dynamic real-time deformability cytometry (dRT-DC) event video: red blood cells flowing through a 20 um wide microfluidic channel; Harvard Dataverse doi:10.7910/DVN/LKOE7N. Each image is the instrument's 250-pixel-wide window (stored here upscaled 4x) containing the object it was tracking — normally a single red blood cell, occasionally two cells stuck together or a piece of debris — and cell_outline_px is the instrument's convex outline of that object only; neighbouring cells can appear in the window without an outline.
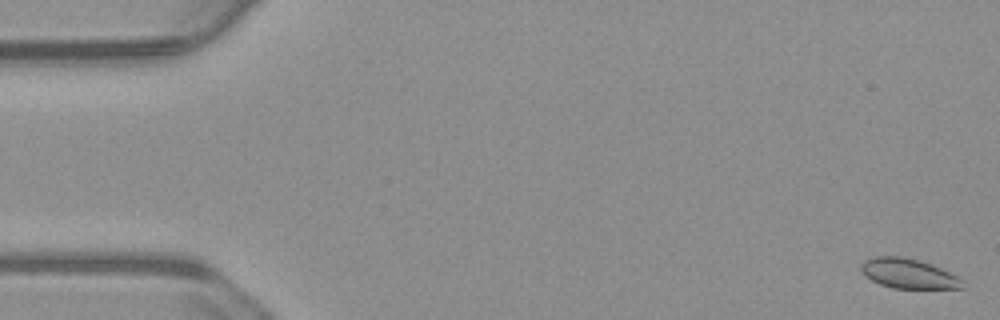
{"species": "common noctule bat (a hibernating species)", "species_latin": "Nyctalus noctula", "temperature_condition": "warm", "stored_images_in_passage": 56, "camera_frame_rate_fps": 3000, "um_per_image_px": 0.085, "animal": {"sex": "male", "body_mass_g": 23.1, "forearm_length_mm": 52.7}, "frame": {"image": 1, "passage_image": 1, "time_ms": 0.0, "image_size_px": [1000, 320], "cell_outline_px": [[964, 288], [892, 288], [880, 284], [864, 276], [860, 268], [860, 264], [864, 260], [872, 256], [900, 256], [920, 260], [940, 268], [964, 280]], "centroid_in_image_um": [77.17, 23.24], "position_along_channel_um": 7.8, "area_um2": 17.63}}
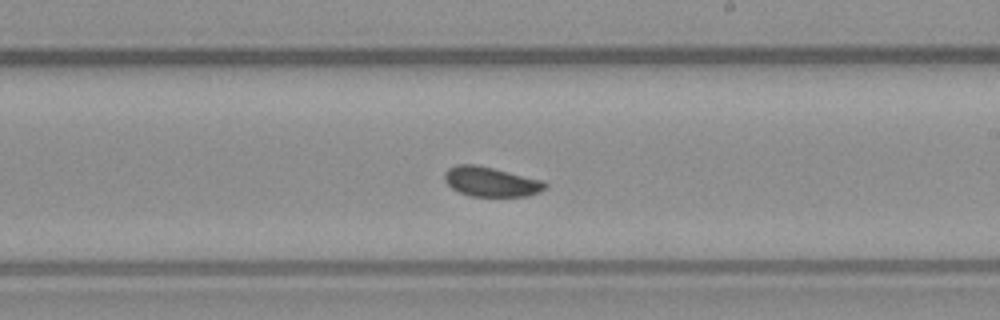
{"frame": {"image": 2, "passage_image": 32, "time_ms": 10.333, "image_size_px": [1000, 320], "cell_outline_px": [[548, 184], [540, 192], [528, 196], [472, 196], [460, 192], [452, 188], [444, 180], [444, 172], [448, 168], [456, 164], [476, 164], [544, 180]], "centroid_in_image_um": [41.73, 15.44], "position_along_channel_um": 247.3, "area_um2": 17.46}}
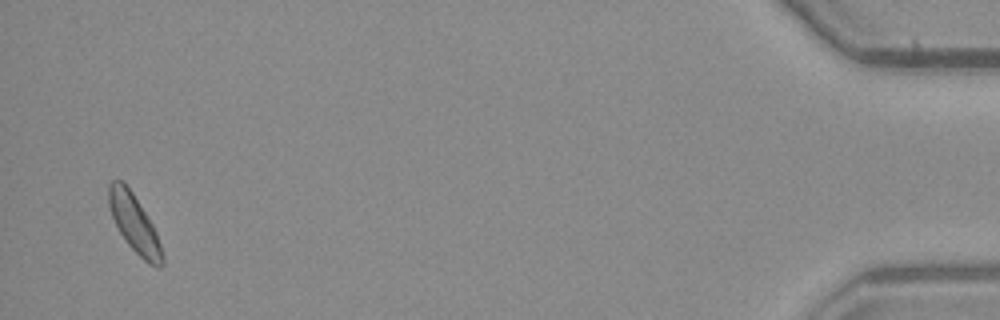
{"frame": {"image": 3, "passage_image": 54, "time_ms": 17.667, "image_size_px": [1000, 320], "cell_outline_px": [[164, 264], [160, 268], [156, 268], [148, 264], [128, 244], [120, 232], [112, 216], [108, 204], [108, 184], [112, 180], [120, 180], [132, 192], [152, 224], [156, 232], [164, 256]], "centroid_in_image_um": [11.43, 19.04], "position_along_channel_um": 423.8, "area_um2": 17.74}, "authors_computed_cell_mechanics": {"area_um2": 17.7446, "velocity_mm_per_s": 3.6886, "shape_relaxation_time_tau1_ms": 6.5975, "shape_relaxation_time_tau2_ms": null, "deformation_change_tau1": 0.0983, "deformation_change_tau2": null}}